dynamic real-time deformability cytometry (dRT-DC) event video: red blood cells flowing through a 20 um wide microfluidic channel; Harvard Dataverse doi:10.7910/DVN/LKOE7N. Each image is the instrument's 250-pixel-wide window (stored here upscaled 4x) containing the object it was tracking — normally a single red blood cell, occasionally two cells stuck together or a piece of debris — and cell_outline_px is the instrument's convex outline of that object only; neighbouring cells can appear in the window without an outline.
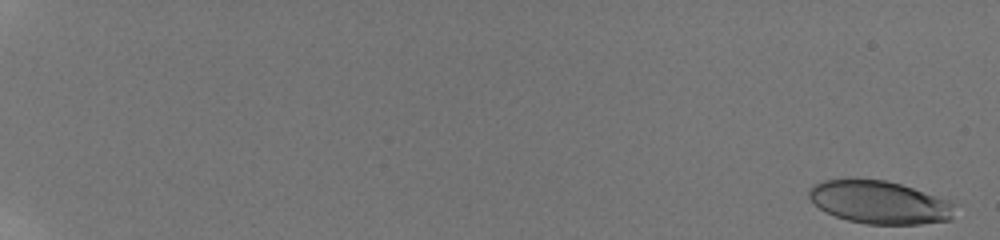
{"species": "human", "species_latin": "Homo sapiens", "temperature_condition": "room temperature", "stored_images_in_passage": 18, "camera_frame_rate_fps": 3000, "um_per_image_px": 0.085, "donor": {"sex": "male"}, "frame": {"image": 1, "passage_image": 1, "time_ms": 0.0, "image_size_px": [1000, 240], "cell_outline_px": [[956, 204], [952, 220], [920, 224], [864, 224], [848, 220], [824, 212], [808, 196], [808, 192], [812, 184], [824, 180], [844, 176], [856, 176], [888, 180], [948, 200]], "centroid_in_image_um": [74.71, 17.15], "position_along_channel_um": 10.3, "area_um2": 37.4}}
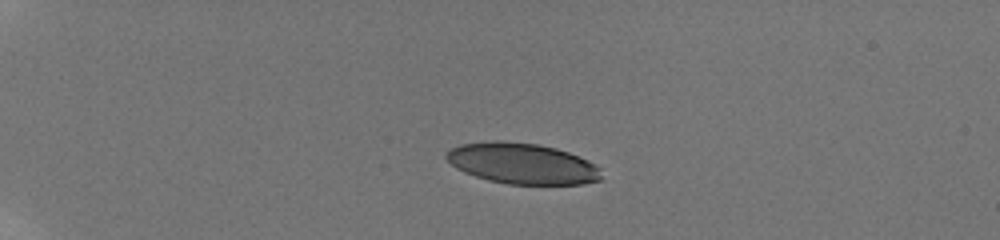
{"frame": {"image": 2, "passage_image": 10, "time_ms": 5.0, "image_size_px": [1000, 240], "cell_outline_px": [[604, 180], [584, 184], [508, 184], [488, 180], [464, 172], [456, 168], [444, 156], [452, 148], [460, 144], [496, 140], [536, 144], [556, 148], [568, 152], [588, 160], [596, 164], [600, 168]], "centroid_in_image_um": [44.44, 13.91], "position_along_channel_um": 40.6, "area_um2": 36.99}}
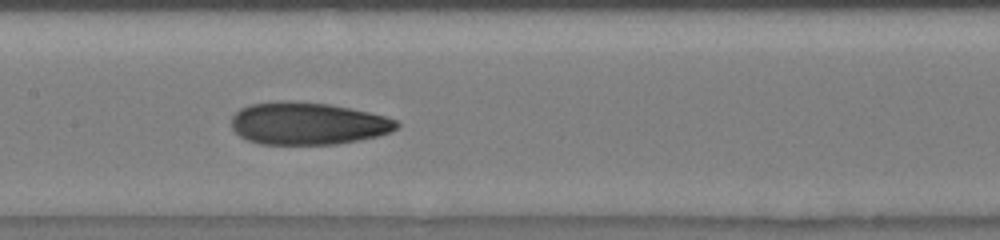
{"frame": {"image": 3, "passage_image": 17, "time_ms": 10.667, "image_size_px": [1000, 240], "cell_outline_px": [[400, 128], [392, 132], [380, 136], [360, 140], [336, 144], [260, 144], [248, 140], [240, 136], [232, 128], [232, 116], [240, 108], [252, 104], [328, 104], [368, 112], [384, 116], [396, 120], [400, 124]], "centroid_in_image_um": [26.24, 10.55], "position_along_channel_um": 181.2, "area_um2": 39.77}}